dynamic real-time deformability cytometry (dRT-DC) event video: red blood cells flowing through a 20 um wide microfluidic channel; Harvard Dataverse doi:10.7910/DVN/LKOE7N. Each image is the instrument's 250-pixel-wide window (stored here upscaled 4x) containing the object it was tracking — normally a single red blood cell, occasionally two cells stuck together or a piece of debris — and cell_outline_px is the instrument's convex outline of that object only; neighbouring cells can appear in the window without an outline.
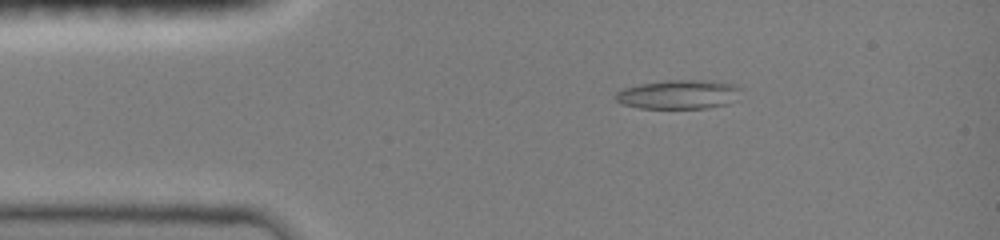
{"species": "common noctule bat (a hibernating species)", "species_latin": "Nyctalus noctula", "temperature_condition": "room temperature", "stored_images_in_passage": 47, "camera_frame_rate_fps": 3000, "um_per_image_px": 0.085, "animal": {"sex": "female", "body_mass_g": 19.0, "forearm_length_mm": 51.5}, "frame": {"image": 1, "passage_image": 8, "time_ms": 2.333, "image_size_px": [1000, 240], "cell_outline_px": [[744, 88], [728, 104], [708, 108], [640, 108], [620, 104], [616, 100], [616, 92], [624, 88], [640, 84], [668, 80], [704, 80], [736, 84]], "centroid_in_image_um": [57.69, 8.02], "position_along_channel_um": 27.3, "area_um2": 21.27}}
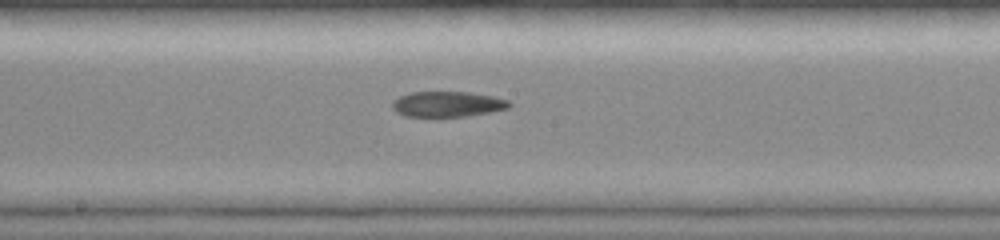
{"frame": {"image": 2, "passage_image": 25, "time_ms": 8.0, "image_size_px": [1000, 240], "cell_outline_px": [[512, 104], [508, 108], [468, 116], [404, 116], [396, 112], [392, 108], [392, 100], [408, 92], [468, 92], [492, 96], [508, 100]], "centroid_in_image_um": [38.0, 8.84], "position_along_channel_um": 210.2, "area_um2": 17.28}}
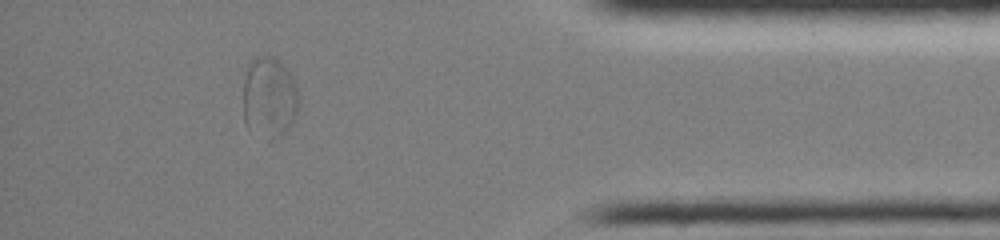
{"frame": {"image": 3, "passage_image": 42, "time_ms": 13.667, "image_size_px": [1000, 240], "cell_outline_px": [[300, 104], [288, 128], [280, 136], [268, 144], [248, 132], [244, 124], [244, 80], [248, 64], [256, 56], [272, 56], [280, 60], [292, 76], [300, 96]], "centroid_in_image_um": [22.87, 8.36], "position_along_channel_um": 412.3, "area_um2": 27.22}, "authors_computed_cell_mechanics": {"area_um2": 19.4208, "velocity_mm_per_s": 4.0123, "shape_relaxation_time_tau1_ms": null, "shape_relaxation_time_tau2_ms": 4.7157, "deformation_change_tau1": null, "deformation_change_tau2": 0.1116}}